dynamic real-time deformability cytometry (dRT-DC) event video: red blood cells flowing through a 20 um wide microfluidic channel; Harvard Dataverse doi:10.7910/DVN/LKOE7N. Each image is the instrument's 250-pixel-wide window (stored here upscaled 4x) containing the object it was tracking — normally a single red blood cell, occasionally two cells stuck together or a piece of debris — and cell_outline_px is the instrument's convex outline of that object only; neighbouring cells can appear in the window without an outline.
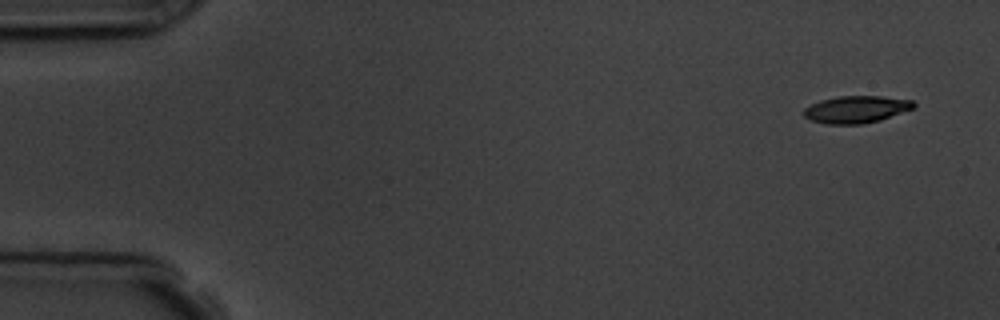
{"species": "common noctule bat (a hibernating species)", "species_latin": "Nyctalus noctula", "temperature_condition": "room temperature", "stored_images_in_passage": 5, "camera_frame_rate_fps": 3000, "um_per_image_px": 0.085, "animal": {"sex": "male", "body_mass_g": 19.5, "forearm_length_mm": 54.6}, "frame": {"image": 1, "passage_image": 1, "time_ms": 0.0, "image_size_px": [1000, 320], "cell_outline_px": [[916, 108], [880, 120], [860, 124], [828, 124], [812, 120], [804, 116], [804, 108], [820, 100], [840, 96], [880, 96], [912, 100], [916, 104]], "centroid_in_image_um": [72.82, 9.29], "position_along_channel_um": 12.2, "area_um2": 17.34}}